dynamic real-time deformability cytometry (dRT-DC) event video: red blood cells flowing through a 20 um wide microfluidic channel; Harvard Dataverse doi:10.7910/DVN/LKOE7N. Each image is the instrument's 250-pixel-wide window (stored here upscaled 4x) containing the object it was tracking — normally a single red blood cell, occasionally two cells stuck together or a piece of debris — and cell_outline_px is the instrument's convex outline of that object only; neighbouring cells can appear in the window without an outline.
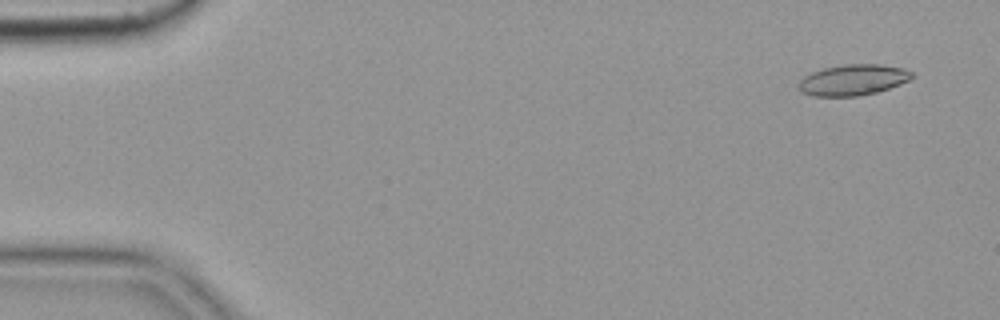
{"species": "common noctule bat (a hibernating species)", "species_latin": "Nyctalus noctula", "temperature_condition": "cold", "stored_images_in_passage": 56, "camera_frame_rate_fps": 3000, "um_per_image_px": 0.085, "animal": {"sex": "female", "body_mass_g": 19.9}, "frame": {"image": 1, "passage_image": 4, "time_ms": 1.0, "image_size_px": [1000, 320], "cell_outline_px": [[916, 76], [900, 84], [876, 92], [856, 96], [812, 96], [800, 92], [796, 84], [804, 76], [812, 72], [824, 68], [844, 64], [880, 64], [904, 68], [912, 72]], "centroid_in_image_um": [72.48, 6.79], "position_along_channel_um": 12.5, "area_um2": 20.52}}
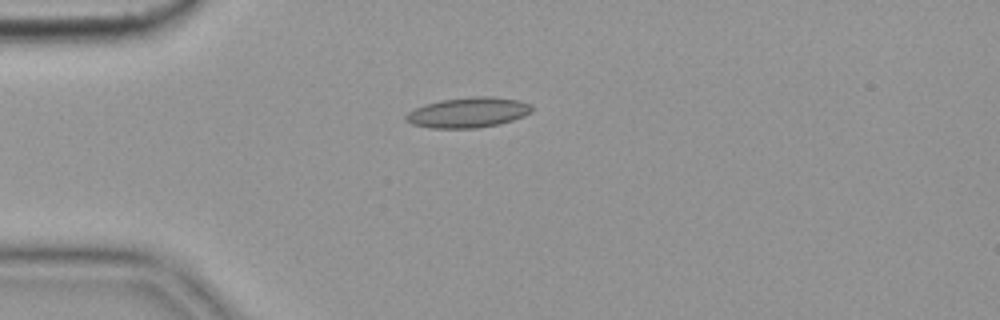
{"frame": {"image": 2, "passage_image": 15, "time_ms": 4.667, "image_size_px": [1000, 320], "cell_outline_px": [[532, 112], [524, 116], [500, 124], [476, 128], [428, 128], [412, 124], [404, 120], [404, 116], [412, 108], [424, 104], [440, 100], [472, 96], [492, 96], [520, 100], [532, 104]], "centroid_in_image_um": [39.77, 9.55], "position_along_channel_um": 45.2, "area_um2": 22.6}}
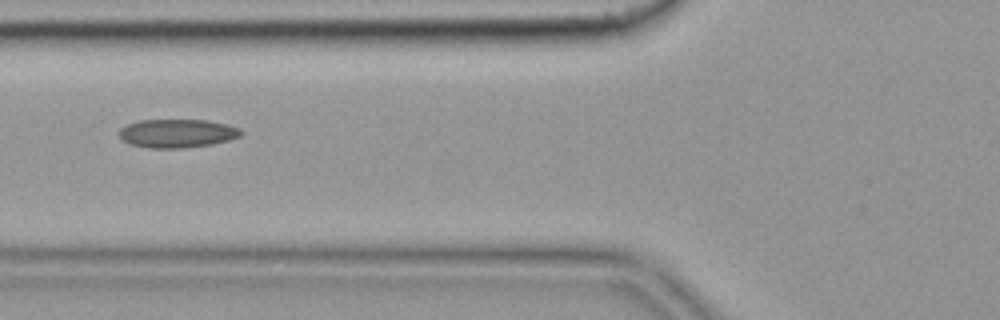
{"frame": {"image": 3, "passage_image": 22, "time_ms": 7.0, "image_size_px": [1000, 320], "cell_outline_px": [[244, 132], [240, 136], [228, 140], [212, 144], [184, 148], [148, 148], [132, 144], [124, 140], [120, 136], [120, 128], [128, 124], [140, 120], [208, 120], [228, 124], [240, 128]], "centroid_in_image_um": [15.11, 11.33], "position_along_channel_um": 110.7, "area_um2": 20.23}, "authors_computed_cell_mechanics": {"area_um2": 20.1722, "velocity_mm_per_s": 3.6285, "shape_relaxation_time_tau1_ms": null, "shape_relaxation_time_tau2_ms": 4.3414, "deformation_change_tau1": null, "deformation_change_tau2": 0.1129}}